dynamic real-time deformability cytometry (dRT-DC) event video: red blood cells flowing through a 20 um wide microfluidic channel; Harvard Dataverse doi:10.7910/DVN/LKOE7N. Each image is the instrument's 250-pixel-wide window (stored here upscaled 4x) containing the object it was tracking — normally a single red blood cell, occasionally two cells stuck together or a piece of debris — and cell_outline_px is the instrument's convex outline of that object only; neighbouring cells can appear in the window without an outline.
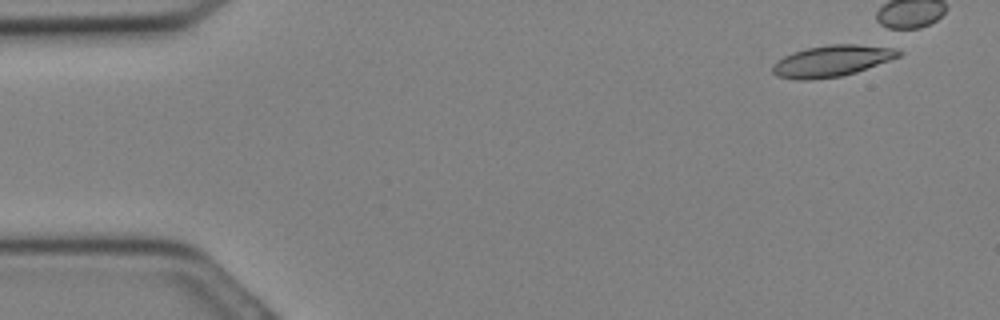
{"species": "Egyptian fruit bat (a non-hibernating species)", "species_latin": "Rousettus aegyptiacus", "temperature_condition": "cold", "stored_images_in_passage": 22, "camera_frame_rate_fps": 3000, "um_per_image_px": 0.085, "animal": {"sex": "female"}, "frame": {"image": 1, "passage_image": 1, "time_ms": 0.0, "image_size_px": [1000, 320], "cell_outline_px": [[900, 56], [856, 72], [840, 76], [804, 80], [800, 80], [776, 76], [772, 72], [772, 64], [776, 60], [784, 56], [808, 48], [828, 44], [856, 44], [892, 48], [900, 52]], "centroid_in_image_um": [70.65, 5.18], "position_along_channel_um": 14.4, "area_um2": 22.6}}